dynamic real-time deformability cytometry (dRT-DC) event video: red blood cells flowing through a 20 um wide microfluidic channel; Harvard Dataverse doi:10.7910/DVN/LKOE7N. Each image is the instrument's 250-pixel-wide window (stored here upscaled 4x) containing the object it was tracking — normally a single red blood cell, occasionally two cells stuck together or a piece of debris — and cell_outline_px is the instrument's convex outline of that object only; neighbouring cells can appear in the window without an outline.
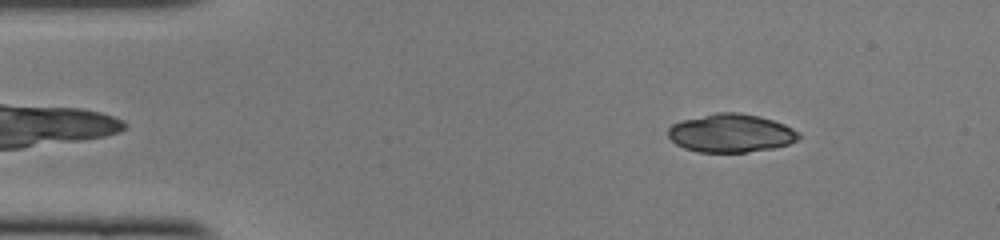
{"species": "common noctule bat (a hibernating species)", "species_latin": "Nyctalus noctula", "temperature_condition": "cold", "stored_images_in_passage": 44, "camera_frame_rate_fps": 3000, "um_per_image_px": 0.085, "animal": {"sex": "female", "body_mass_g": 22.0, "forearm_length_mm": 56.7}, "frame": {"image": 1, "passage_image": 3, "time_ms": 0.667, "image_size_px": [1000, 240], "cell_outline_px": [[800, 136], [796, 140], [788, 144], [772, 148], [748, 152], [700, 152], [684, 148], [676, 144], [668, 136], [668, 128], [672, 124], [680, 120], [716, 112], [740, 112], [760, 116], [784, 124], [800, 132]], "centroid_in_image_um": [62.11, 11.3], "position_along_channel_um": 22.9, "area_um2": 29.3}}